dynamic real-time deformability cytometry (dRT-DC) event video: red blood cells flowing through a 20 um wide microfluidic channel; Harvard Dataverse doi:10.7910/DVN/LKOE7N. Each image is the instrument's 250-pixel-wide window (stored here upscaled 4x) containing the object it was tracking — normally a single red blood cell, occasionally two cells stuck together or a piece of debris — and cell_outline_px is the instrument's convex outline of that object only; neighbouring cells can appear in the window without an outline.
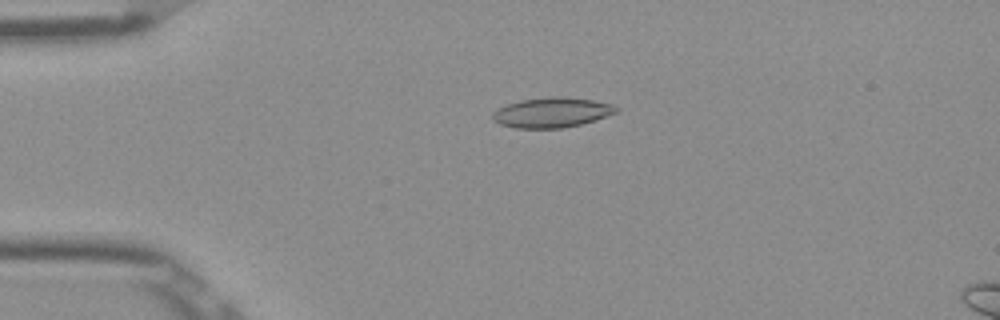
{"species": "Egyptian fruit bat (a non-hibernating species)", "species_latin": "Rousettus aegyptiacus", "temperature_condition": "room temperature", "stored_images_in_passage": 52, "camera_frame_rate_fps": 3000, "um_per_image_px": 0.085, "frame": {"image": 1, "passage_image": 12, "time_ms": 3.667, "image_size_px": [1000, 320], "cell_outline_px": [[620, 108], [616, 112], [596, 120], [580, 124], [560, 128], [516, 128], [500, 124], [492, 120], [492, 112], [508, 104], [520, 100], [552, 96], [560, 96], [592, 100], [612, 104]], "centroid_in_image_um": [46.9, 9.56], "position_along_channel_um": 38.1, "area_um2": 21.5}}
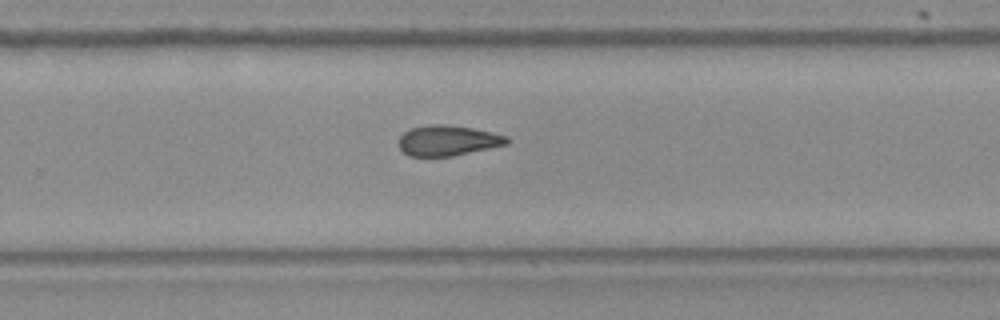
{"frame": {"image": 2, "passage_image": 34, "time_ms": 11.0, "image_size_px": [1000, 320], "cell_outline_px": [[508, 144], [452, 156], [408, 156], [400, 148], [400, 136], [404, 132], [412, 128], [432, 124], [448, 124], [472, 128], [492, 132], [508, 136]], "centroid_in_image_um": [38.08, 11.94], "position_along_channel_um": 291.7, "area_um2": 19.02}}
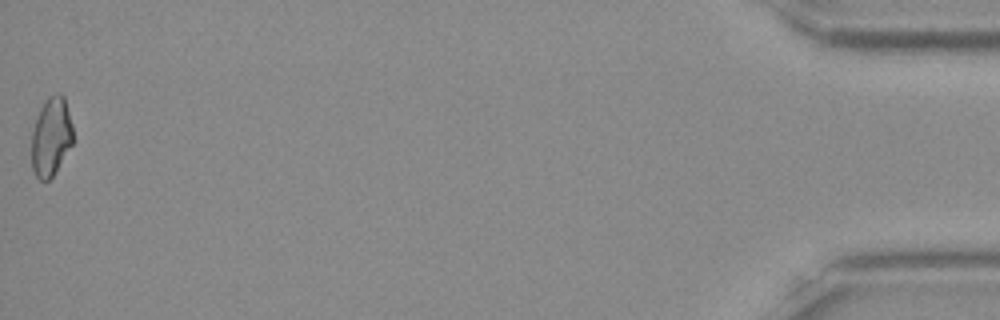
{"frame": {"image": 3, "passage_image": 52, "time_ms": 17.0, "image_size_px": [1000, 320], "cell_outline_px": [[72, 144], [52, 176], [48, 180], [40, 180], [36, 176], [32, 168], [32, 132], [36, 116], [44, 100], [48, 96], [56, 92], [60, 92], [64, 96], [72, 124]], "centroid_in_image_um": [4.33, 11.56], "position_along_channel_um": 430.9, "area_um2": 18.96}, "authors_computed_cell_mechanics": {"area_um2": 19.8254, "velocity_mm_per_s": 3.9154, "shape_relaxation_time_tau1_ms": null, "shape_relaxation_time_tau2_ms": 9.0498, "deformation_change_tau1": null, "deformation_change_tau2": 0.1644}}